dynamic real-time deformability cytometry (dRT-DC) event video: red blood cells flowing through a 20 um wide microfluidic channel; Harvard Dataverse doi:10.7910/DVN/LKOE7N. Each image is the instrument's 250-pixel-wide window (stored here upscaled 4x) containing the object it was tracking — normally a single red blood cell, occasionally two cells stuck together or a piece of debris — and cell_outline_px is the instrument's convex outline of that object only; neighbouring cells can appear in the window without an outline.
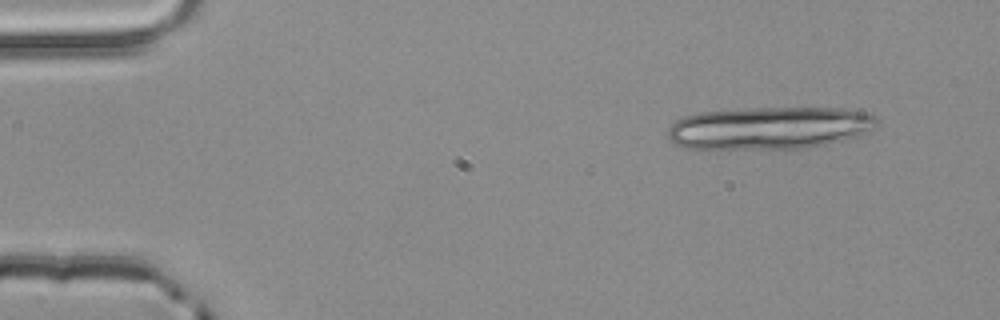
{"species": "common noctule bat (a hibernating species)", "species_latin": "Nyctalus noctula", "temperature_condition": "room temperature", "stored_images_in_passage": 4, "segment_of_instrument_passage": [1, 2], "camera_frame_rate_fps": 3000, "um_per_image_px": 0.085, "animal": {"sex": "male", "body_mass_g": 20.4}, "frame": {"image": 1, "passage_image": 1, "time_ms": 0.0, "image_size_px": [1000, 320], "cell_outline_px": [[876, 124], [868, 132], [860, 136], [824, 144], [800, 148], [684, 148], [676, 144], [668, 136], [668, 128], [676, 120], [684, 116], [700, 112], [752, 108], [844, 108], [872, 112], [876, 116]], "centroid_in_image_um": [65.44, 10.86], "position_along_channel_um": 19.6, "area_um2": 51.62}}